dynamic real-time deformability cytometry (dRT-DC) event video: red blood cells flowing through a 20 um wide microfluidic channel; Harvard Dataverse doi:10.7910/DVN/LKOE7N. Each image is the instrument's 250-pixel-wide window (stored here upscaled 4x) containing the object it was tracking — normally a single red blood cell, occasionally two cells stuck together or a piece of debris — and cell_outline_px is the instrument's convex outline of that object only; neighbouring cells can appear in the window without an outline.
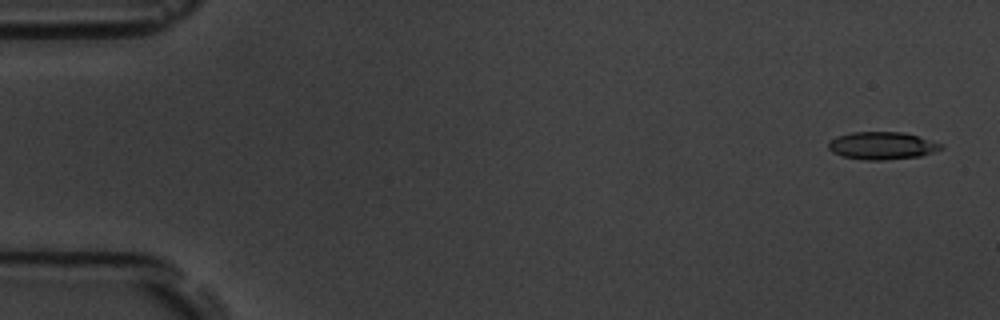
{"species": "common noctule bat (a hibernating species)", "species_latin": "Nyctalus noctula", "temperature_condition": "room temperature", "stored_images_in_passage": 6, "camera_frame_rate_fps": 3000, "um_per_image_px": 0.085, "animal": {"sex": "male", "body_mass_g": 19.5, "forearm_length_mm": 54.6}, "frame": {"image": 1, "passage_image": 1, "time_ms": 0.0, "image_size_px": [1000, 320], "cell_outline_px": [[944, 148], [920, 156], [880, 160], [864, 160], [844, 156], [832, 152], [828, 148], [828, 144], [836, 136], [852, 132], [904, 132], [944, 144]], "centroid_in_image_um": [74.99, 12.37], "position_along_channel_um": 10.0, "area_um2": 17.98}}
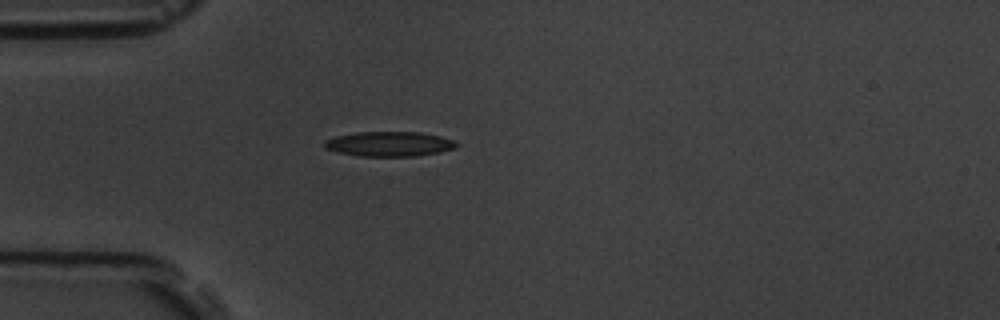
{"frame": {"image": 2, "passage_image": 5, "time_ms": 4.667, "image_size_px": [1000, 320], "cell_outline_px": [[460, 144], [456, 148], [440, 152], [412, 156], [360, 156], [336, 152], [324, 148], [324, 140], [336, 136], [356, 132], [420, 132], [440, 136], [456, 140]], "centroid_in_image_um": [33.11, 12.23], "position_along_channel_um": 51.9, "area_um2": 19.25}}